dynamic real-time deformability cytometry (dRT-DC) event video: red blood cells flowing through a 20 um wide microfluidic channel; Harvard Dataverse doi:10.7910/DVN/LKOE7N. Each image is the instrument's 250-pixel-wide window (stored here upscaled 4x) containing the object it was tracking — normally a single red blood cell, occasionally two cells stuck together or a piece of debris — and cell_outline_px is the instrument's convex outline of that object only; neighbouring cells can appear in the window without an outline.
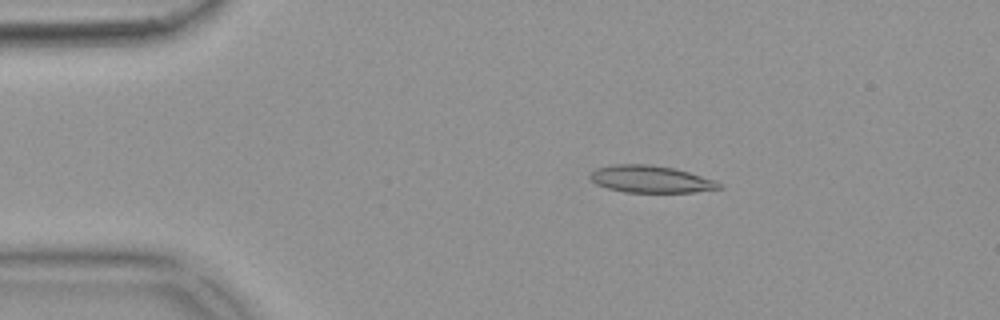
{"species": "common noctule bat (a hibernating species)", "species_latin": "Nyctalus noctula", "temperature_condition": "warm", "stored_images_in_passage": 53, "camera_frame_rate_fps": 3000, "um_per_image_px": 0.085, "animal": {"sex": "female", "body_mass_g": 18.4}, "frame": {"image": 1, "passage_image": 10, "time_ms": 3.0, "image_size_px": [1000, 320], "cell_outline_px": [[724, 188], [696, 192], [624, 192], [608, 188], [596, 184], [588, 176], [596, 168], [612, 164], [648, 164], [676, 168], [716, 180], [724, 184]], "centroid_in_image_um": [55.36, 15.22], "position_along_channel_um": 29.6, "area_um2": 20.63}}
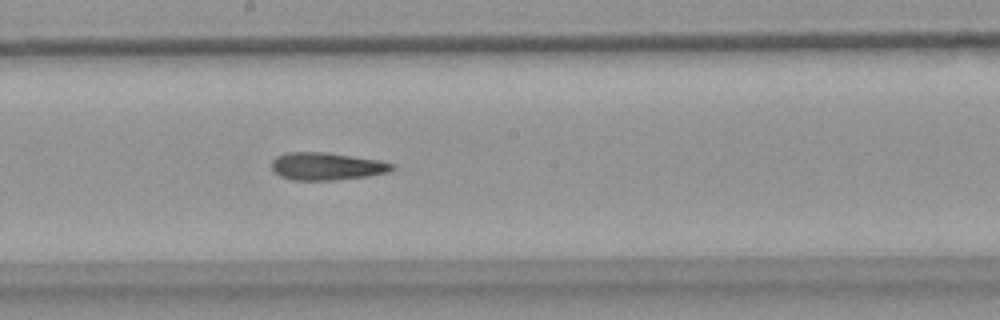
{"frame": {"image": 2, "passage_image": 29, "time_ms": 9.333, "image_size_px": [1000, 320], "cell_outline_px": [[396, 168], [388, 172], [368, 176], [336, 180], [292, 180], [280, 176], [272, 172], [272, 160], [276, 156], [284, 152], [324, 152], [380, 160], [396, 164]], "centroid_in_image_um": [27.76, 14.13], "position_along_channel_um": 220.4, "area_um2": 19.59}}
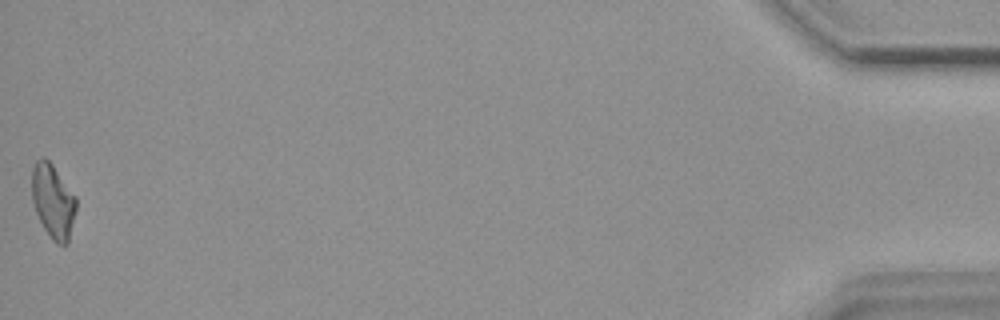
{"frame": {"image": 3, "passage_image": 53, "time_ms": 17.333, "image_size_px": [1000, 320], "cell_outline_px": [[76, 212], [68, 244], [56, 244], [52, 240], [44, 228], [36, 212], [32, 200], [32, 168], [36, 160], [40, 156], [44, 156], [52, 164], [76, 196]], "centroid_in_image_um": [4.51, 17.09], "position_along_channel_um": 430.7, "area_um2": 19.25}, "authors_computed_cell_mechanics": {"area_um2": 19.8832, "velocity_mm_per_s": 3.8523, "shape_relaxation_time_tau1_ms": null, "shape_relaxation_time_tau2_ms": 9.158, "deformation_change_tau1": null, "deformation_change_tau2": 0.2347}}